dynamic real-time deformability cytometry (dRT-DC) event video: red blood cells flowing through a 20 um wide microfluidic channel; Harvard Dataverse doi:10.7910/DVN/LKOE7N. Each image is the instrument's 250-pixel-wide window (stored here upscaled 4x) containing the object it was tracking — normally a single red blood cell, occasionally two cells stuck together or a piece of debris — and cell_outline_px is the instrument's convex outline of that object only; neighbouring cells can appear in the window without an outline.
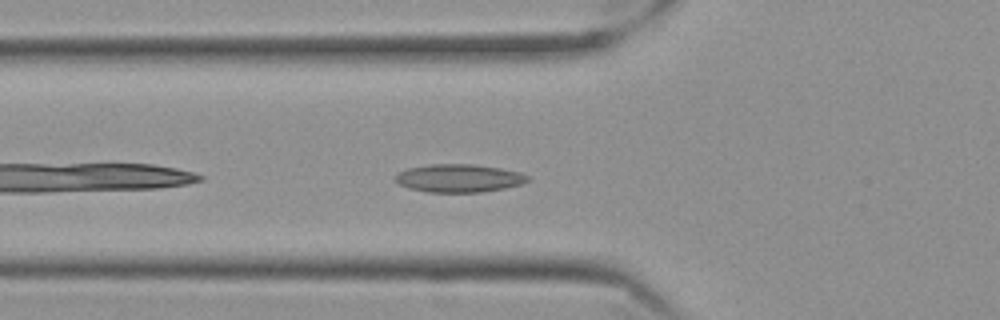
{"species": "Egyptian fruit bat (a non-hibernating species)", "species_latin": "Rousettus aegyptiacus", "temperature_condition": "cold", "stored_images_in_passage": 36, "camera_frame_rate_fps": 3000, "um_per_image_px": 0.085, "frame": {"image": 1, "passage_image": 4, "time_ms": 1.0, "image_size_px": [1000, 320], "cell_outline_px": [[528, 180], [520, 184], [504, 188], [480, 192], [428, 192], [408, 188], [400, 184], [396, 180], [396, 176], [400, 172], [408, 168], [428, 164], [472, 164], [500, 168], [520, 172], [528, 176]], "centroid_in_image_um": [39.0, 15.14], "position_along_channel_um": 86.8, "area_um2": 21.39}}
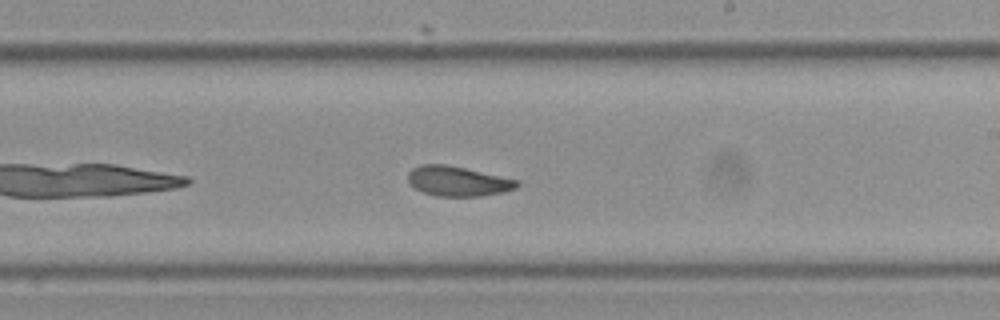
{"frame": {"image": 2, "passage_image": 18, "time_ms": 5.667, "image_size_px": [1000, 320], "cell_outline_px": [[520, 184], [516, 188], [504, 192], [480, 196], [436, 196], [412, 188], [408, 184], [408, 172], [412, 168], [420, 164], [444, 164], [464, 168], [520, 180]], "centroid_in_image_um": [38.89, 15.4], "position_along_channel_um": 250.1, "area_um2": 19.13}}
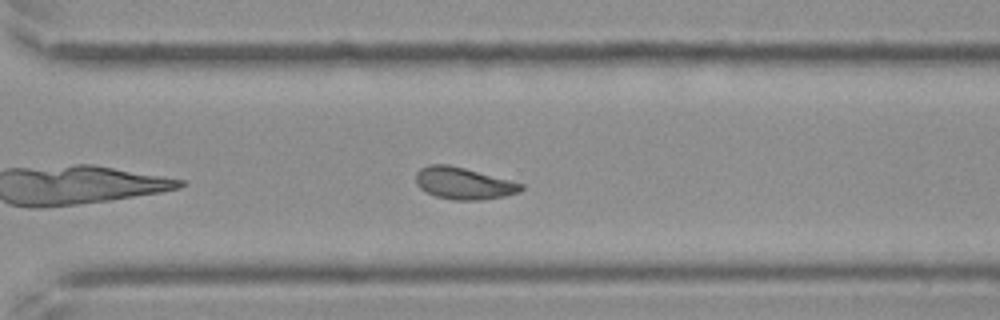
{"frame": {"image": 3, "passage_image": 25, "time_ms": 8.0, "image_size_px": [1000, 320], "cell_outline_px": [[524, 188], [520, 192], [504, 196], [484, 200], [452, 200], [436, 196], [420, 188], [416, 184], [416, 172], [420, 168], [428, 164], [448, 164], [464, 168], [524, 184]], "centroid_in_image_um": [39.4, 15.58], "position_along_channel_um": 331.2, "area_um2": 19.54}, "authors_computed_cell_mechanics": {"area_um2": 19.4497, "velocity_mm_per_s": 3.4842, "shape_relaxation_time_tau1_ms": null, "shape_relaxation_time_tau2_ms": 3.8153, "deformation_change_tau1": null, "deformation_change_tau2": 0.0865}}